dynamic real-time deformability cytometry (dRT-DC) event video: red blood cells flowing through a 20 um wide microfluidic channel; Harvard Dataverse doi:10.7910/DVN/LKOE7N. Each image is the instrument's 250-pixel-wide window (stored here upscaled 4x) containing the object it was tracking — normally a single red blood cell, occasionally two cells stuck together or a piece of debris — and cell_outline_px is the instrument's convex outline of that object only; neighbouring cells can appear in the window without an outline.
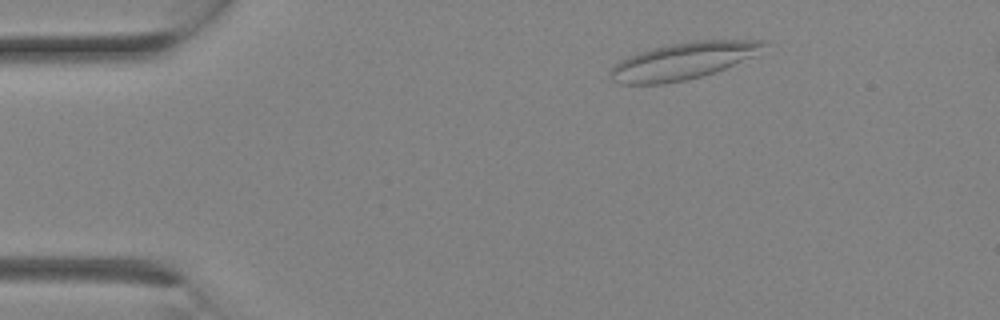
{"species": "Egyptian fruit bat (a non-hibernating species)", "species_latin": "Rousettus aegyptiacus", "temperature_condition": "room temperature", "stored_images_in_passage": 11, "camera_frame_rate_fps": 3000, "um_per_image_px": 0.085, "animal": {"sex": "female"}, "frame": {"image": 1, "passage_image": 1, "time_ms": 0.0, "image_size_px": [1000, 320], "cell_outline_px": [[768, 44], [752, 56], [724, 68], [700, 76], [684, 80], [664, 84], [620, 84], [612, 80], [608, 72], [620, 60], [628, 56], [640, 52], [672, 44], [696, 40], [768, 40]], "centroid_in_image_um": [58.03, 5.18], "position_along_channel_um": 27.0, "area_um2": 32.37}}
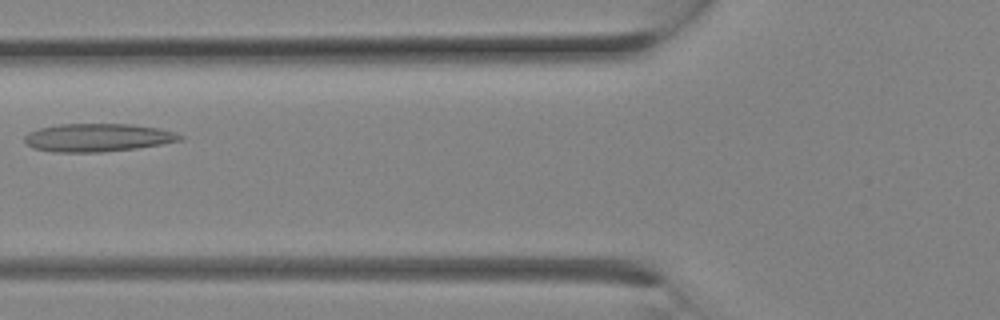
{"frame": {"image": 2, "passage_image": 7, "time_ms": 2.0, "image_size_px": [1000, 320], "cell_outline_px": [[184, 140], [136, 148], [100, 152], [52, 152], [32, 148], [24, 144], [24, 136], [28, 132], [40, 128], [60, 124], [132, 124], [160, 128], [176, 132], [184, 136]], "centroid_in_image_um": [8.3, 11.69], "position_along_channel_um": 117.5, "area_um2": 25.66}}
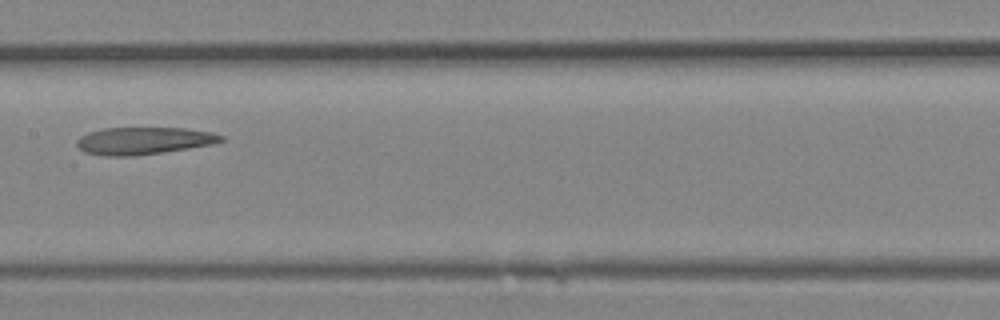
{"frame": {"image": 3, "passage_image": 10, "time_ms": 3.0, "image_size_px": [1000, 320], "cell_outline_px": [[224, 140], [212, 144], [188, 148], [136, 156], [108, 156], [84, 152], [76, 144], [76, 140], [80, 136], [88, 132], [104, 128], [184, 128], [212, 132], [224, 136]], "centroid_in_image_um": [12.2, 11.96], "position_along_channel_um": 195.2, "area_um2": 22.89}}